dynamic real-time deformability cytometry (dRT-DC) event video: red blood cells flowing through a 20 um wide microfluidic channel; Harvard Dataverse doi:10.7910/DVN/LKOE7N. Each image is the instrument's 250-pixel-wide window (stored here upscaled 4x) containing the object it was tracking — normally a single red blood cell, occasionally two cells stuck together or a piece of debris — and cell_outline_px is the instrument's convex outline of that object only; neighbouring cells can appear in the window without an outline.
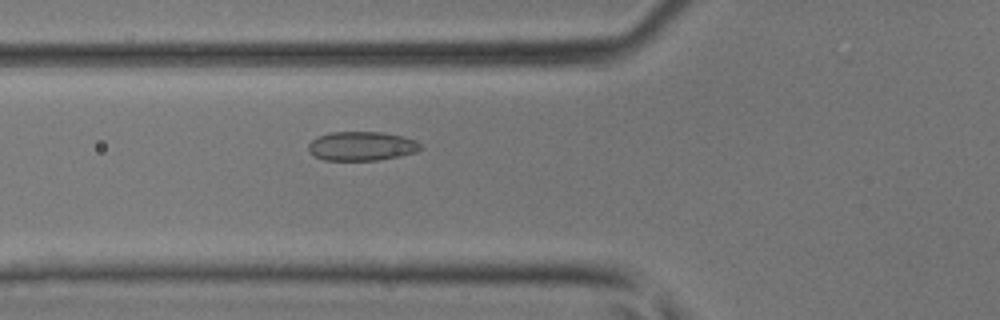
{"species": "common noctule bat (a hibernating species)", "species_latin": "Nyctalus noctula", "temperature_condition": "room temperature", "stored_images_in_passage": 39, "camera_frame_rate_fps": 3000, "um_per_image_px": 0.085, "animal": {"sex": "male", "body_mass_g": 17.9, "forearm_length_mm": 54.2}, "frame": {"image": 1, "passage_image": 10, "time_ms": 3.0, "image_size_px": [1000, 320], "cell_outline_px": [[424, 148], [416, 152], [400, 156], [376, 160], [324, 160], [308, 152], [308, 144], [316, 136], [332, 132], [380, 132], [404, 136], [416, 140]], "centroid_in_image_um": [30.75, 12.41], "position_along_channel_um": 95.1, "area_um2": 19.13}}
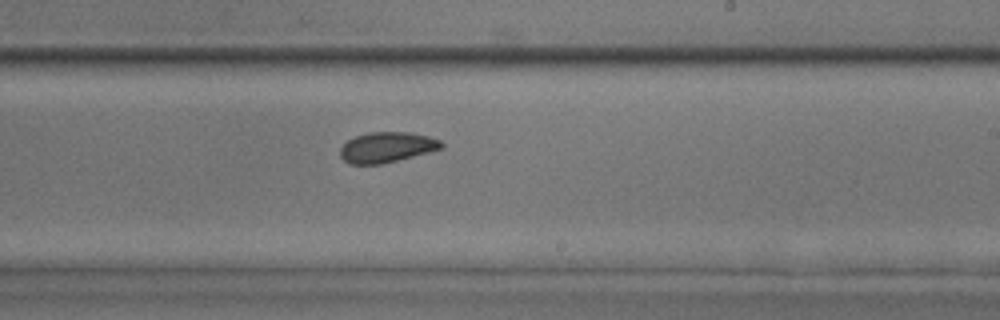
{"frame": {"image": 2, "passage_image": 21, "time_ms": 6.667, "image_size_px": [1000, 320], "cell_outline_px": [[444, 148], [380, 164], [348, 164], [340, 156], [340, 148], [348, 140], [356, 136], [368, 132], [412, 132], [428, 136], [440, 140], [444, 144]], "centroid_in_image_um": [32.88, 12.51], "position_along_channel_um": 256.1, "area_um2": 17.86}}
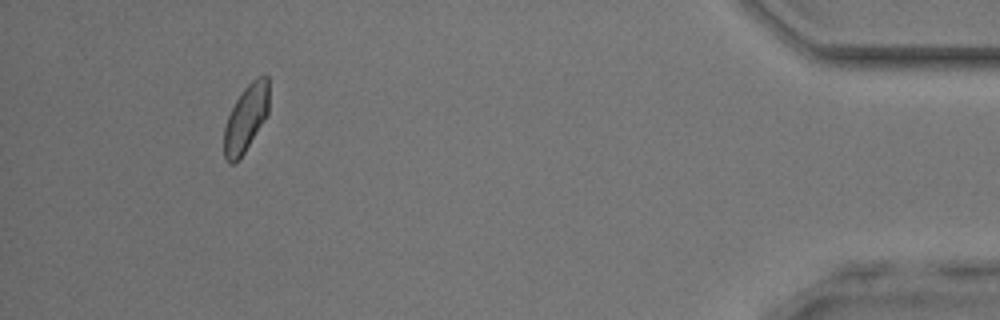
{"frame": {"image": 3, "passage_image": 36, "time_ms": 11.667, "image_size_px": [1000, 320], "cell_outline_px": [[268, 116], [244, 152], [232, 164], [228, 164], [224, 156], [224, 128], [228, 116], [236, 100], [244, 88], [256, 76], [268, 76]], "centroid_in_image_um": [20.91, 10.05], "position_along_channel_um": 414.3, "area_um2": 17.4}}